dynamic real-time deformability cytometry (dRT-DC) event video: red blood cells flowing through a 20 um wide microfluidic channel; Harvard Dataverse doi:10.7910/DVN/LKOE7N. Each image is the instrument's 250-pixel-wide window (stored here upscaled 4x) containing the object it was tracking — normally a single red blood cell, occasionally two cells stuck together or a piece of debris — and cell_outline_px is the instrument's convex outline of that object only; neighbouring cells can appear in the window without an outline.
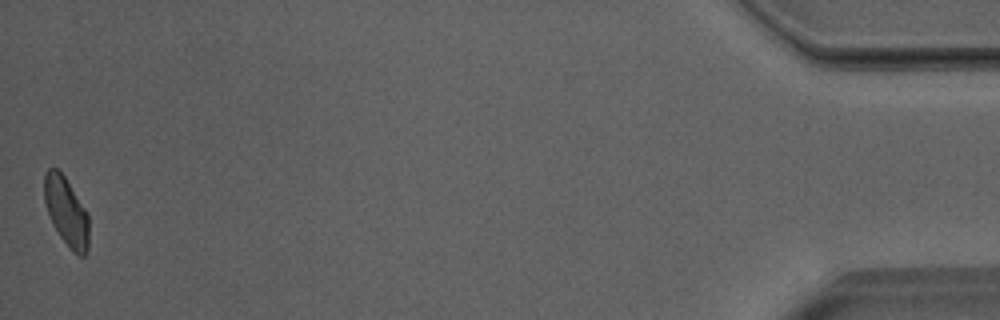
{"species": "Egyptian fruit bat (a non-hibernating species)", "species_latin": "Rousettus aegyptiacus", "temperature_condition": "room temperature", "stored_images_in_passage": 38, "camera_frame_rate_fps": 3000, "um_per_image_px": 0.085, "animal": {"sex": "male"}, "frame": {"image": 1, "passage_image": 38, "time_ms": 12.333, "image_size_px": [1000, 320], "cell_outline_px": [[88, 248], [84, 256], [80, 256], [72, 252], [60, 236], [48, 216], [44, 200], [44, 172], [48, 168], [56, 168], [64, 176], [88, 212]], "centroid_in_image_um": [5.63, 17.99], "position_along_channel_um": 429.6, "area_um2": 17.92}, "authors_computed_cell_mechanics": {"area_um2": 18.6405, "velocity_mm_per_s": 3.9798, "shape_relaxation_time_tau1_ms": 4.8766, "shape_relaxation_time_tau2_ms": 1.8436, "deformation_change_tau1": 0.091, "deformation_change_tau2": 0.0711}}